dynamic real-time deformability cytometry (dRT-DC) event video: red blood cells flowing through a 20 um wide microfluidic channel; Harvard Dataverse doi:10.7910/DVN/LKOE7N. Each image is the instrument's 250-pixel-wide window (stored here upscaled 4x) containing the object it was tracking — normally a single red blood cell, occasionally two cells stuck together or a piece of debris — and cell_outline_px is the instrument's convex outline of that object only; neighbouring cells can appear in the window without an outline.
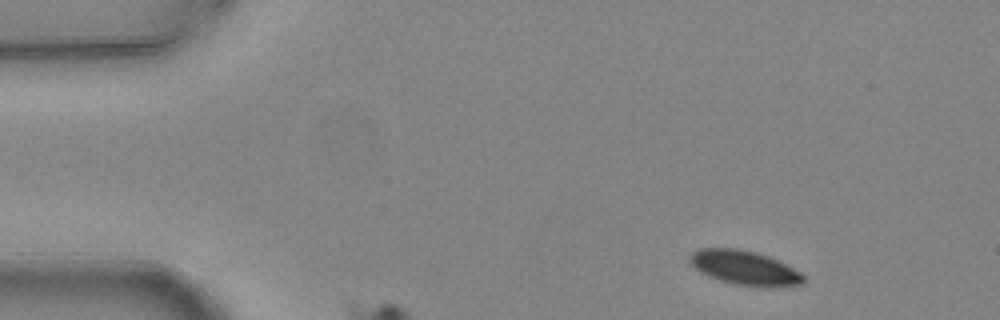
{"species": "common noctule bat (a hibernating species)", "species_latin": "Nyctalus noctula", "temperature_condition": "warm", "stored_images_in_passage": 3, "camera_frame_rate_fps": 3000, "um_per_image_px": 0.085, "animal": {"sex": "female", "body_mass_g": 24.6, "forearm_length_mm": 56.2}, "frame": {"image": 1, "passage_image": 1, "time_ms": 0.0, "image_size_px": [1000, 320], "cell_outline_px": [[804, 284], [764, 288], [760, 288], [732, 284], [708, 276], [700, 272], [688, 260], [688, 256], [692, 252], [700, 248], [736, 248], [756, 252], [768, 256], [800, 272], [804, 276]], "centroid_in_image_um": [63.27, 22.78], "position_along_channel_um": 21.7, "area_um2": 22.89}}
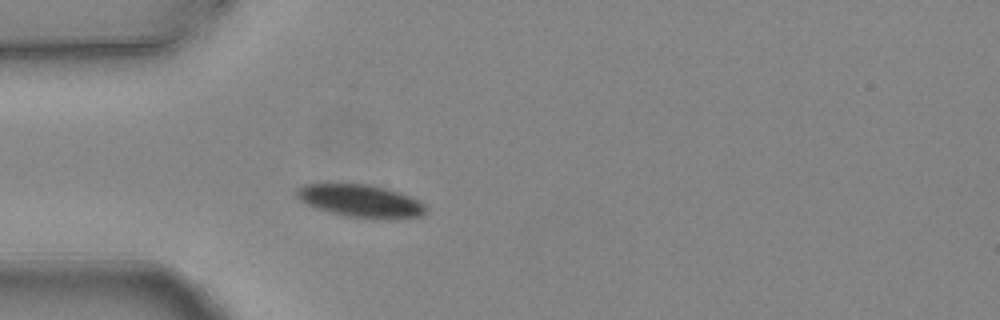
{"frame": {"image": 2, "passage_image": 3, "time_ms": 0.667, "image_size_px": [1000, 320], "cell_outline_px": [[428, 212], [420, 216], [380, 220], [376, 220], [348, 216], [316, 208], [300, 200], [296, 196], [296, 188], [300, 184], [368, 184], [400, 192], [424, 204], [428, 208]], "centroid_in_image_um": [30.66, 17.09], "position_along_channel_um": 54.3, "area_um2": 24.62}}